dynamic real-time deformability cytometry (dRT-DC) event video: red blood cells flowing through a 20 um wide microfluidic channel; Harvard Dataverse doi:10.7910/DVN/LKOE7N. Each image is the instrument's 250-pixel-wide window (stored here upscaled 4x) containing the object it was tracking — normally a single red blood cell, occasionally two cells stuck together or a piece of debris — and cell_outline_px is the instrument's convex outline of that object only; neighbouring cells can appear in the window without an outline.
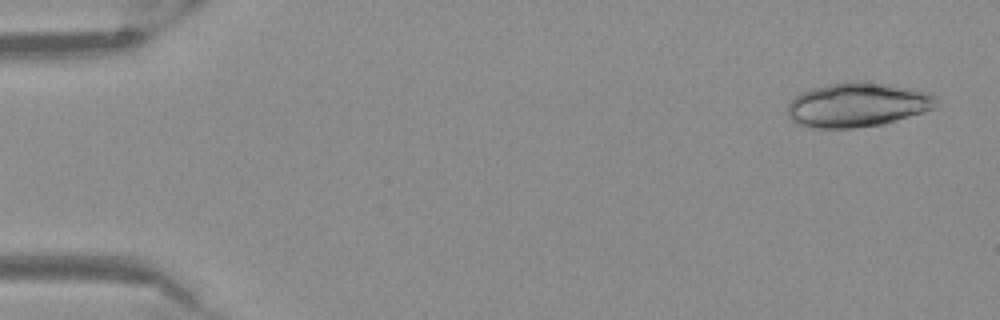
{"species": "Egyptian fruit bat (a non-hibernating species)", "species_latin": "Rousettus aegyptiacus", "temperature_condition": "warm", "stored_images_in_passage": 52, "camera_frame_rate_fps": 3000, "um_per_image_px": 0.085, "frame": {"image": 1, "passage_image": 3, "time_ms": 0.667, "image_size_px": [1000, 320], "cell_outline_px": [[936, 108], [884, 124], [852, 128], [816, 128], [796, 124], [788, 116], [788, 104], [800, 92], [812, 88], [848, 80], [856, 80], [888, 84], [928, 92], [936, 96]], "centroid_in_image_um": [72.87, 8.9], "position_along_channel_um": 12.1, "area_um2": 38.55}}